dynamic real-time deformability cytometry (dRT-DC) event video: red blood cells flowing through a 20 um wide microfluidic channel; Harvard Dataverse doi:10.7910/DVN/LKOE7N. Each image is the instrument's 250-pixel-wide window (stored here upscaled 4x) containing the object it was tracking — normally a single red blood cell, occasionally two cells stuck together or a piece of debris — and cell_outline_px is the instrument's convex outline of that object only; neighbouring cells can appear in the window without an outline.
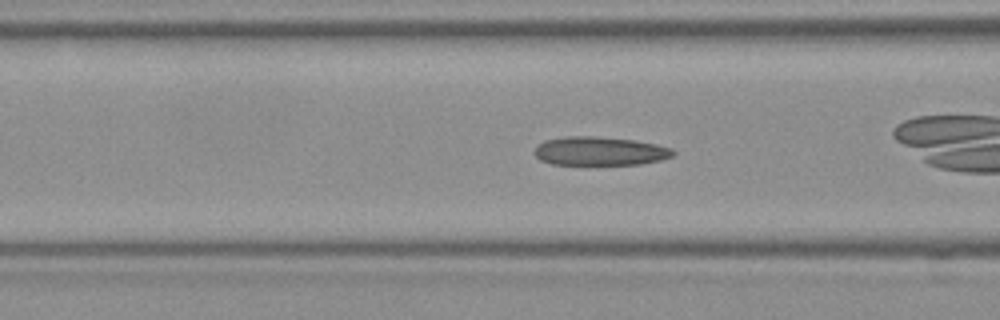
{"species": "Egyptian fruit bat (a non-hibernating species)", "species_latin": "Rousettus aegyptiacus", "temperature_condition": "room temperature", "stored_images_in_passage": 39, "camera_frame_rate_fps": 3000, "um_per_image_px": 0.085, "frame": {"image": 1, "passage_image": 6, "time_ms": 1.667, "image_size_px": [1000, 320], "cell_outline_px": [[676, 152], [672, 156], [660, 160], [640, 164], [552, 164], [540, 160], [536, 156], [536, 144], [544, 140], [564, 136], [596, 136], [632, 140], [656, 144], [672, 148]], "centroid_in_image_um": [50.97, 12.83], "position_along_channel_um": 115.6, "area_um2": 23.12}, "authors_computed_cell_mechanics": {"area_um2": 22.831, "velocity_mm_per_s": 3.8634, "shape_relaxation_time_tau1_ms": null, "shape_relaxation_time_tau2_ms": 2.1888, "deformation_change_tau1": null, "deformation_change_tau2": 0.0647}}